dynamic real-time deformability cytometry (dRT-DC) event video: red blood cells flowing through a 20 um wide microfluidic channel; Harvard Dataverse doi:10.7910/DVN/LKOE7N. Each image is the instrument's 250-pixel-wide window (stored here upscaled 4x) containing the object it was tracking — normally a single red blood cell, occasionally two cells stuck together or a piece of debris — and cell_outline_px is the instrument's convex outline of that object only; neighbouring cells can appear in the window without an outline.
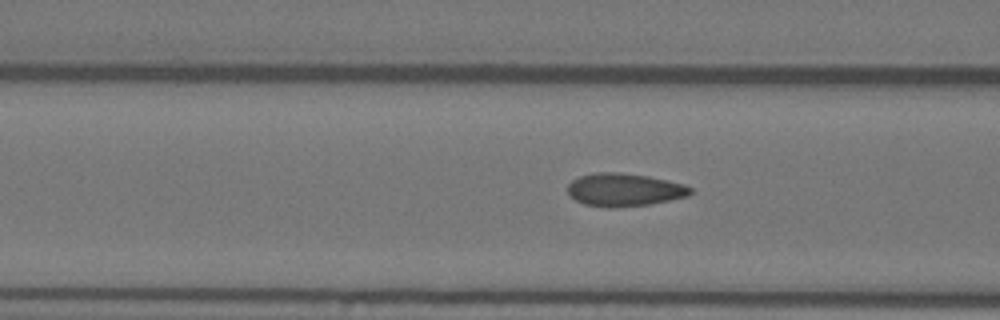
{"species": "Egyptian fruit bat (a non-hibernating species)", "species_latin": "Rousettus aegyptiacus", "temperature_condition": "warm", "stored_images_in_passage": 56, "camera_frame_rate_fps": 3000, "um_per_image_px": 0.085, "animal": {"sex": "female"}, "frame": {"image": 1, "passage_image": 22, "time_ms": 7.0, "image_size_px": [1000, 320], "cell_outline_px": [[692, 192], [688, 196], [648, 204], [616, 208], [604, 208], [584, 204], [576, 200], [568, 192], [568, 184], [572, 180], [580, 176], [596, 172], [620, 172], [648, 176], [684, 184], [692, 188]], "centroid_in_image_um": [53.05, 16.13], "position_along_channel_um": 113.6, "area_um2": 23.58}}
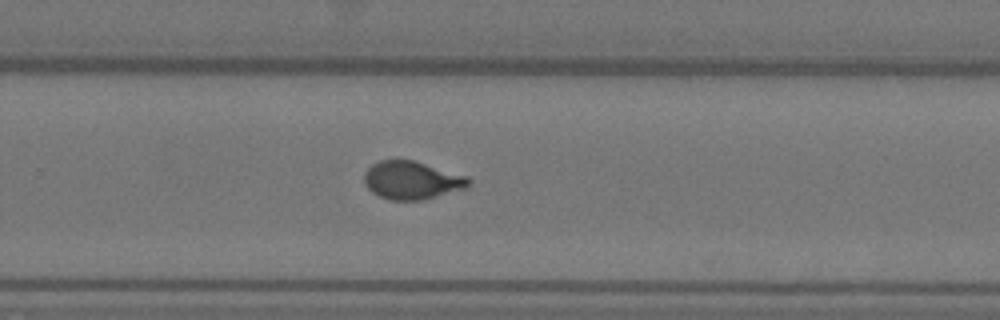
{"frame": {"image": 2, "passage_image": 37, "time_ms": 12.0, "image_size_px": [1000, 320], "cell_outline_px": [[472, 184], [468, 188], [420, 200], [388, 200], [372, 192], [364, 184], [364, 172], [372, 164], [380, 160], [412, 160], [468, 176], [472, 180]], "centroid_in_image_um": [35.02, 15.32], "position_along_channel_um": 294.8, "area_um2": 23.24}}
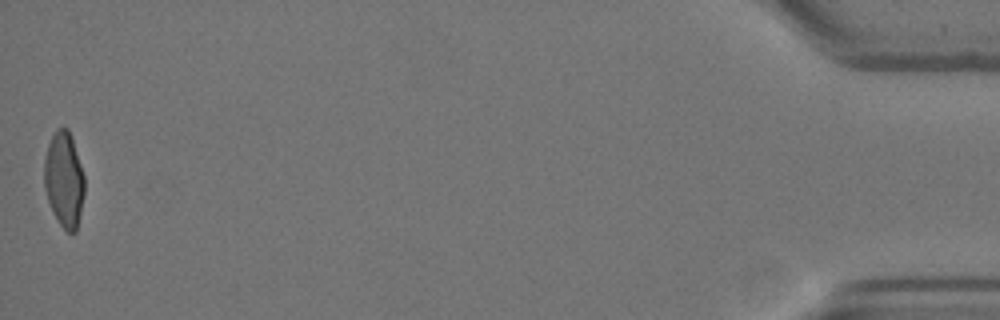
{"frame": {"image": 3, "passage_image": 56, "time_ms": 18.333, "image_size_px": [1000, 320], "cell_outline_px": [[84, 192], [76, 232], [68, 232], [60, 224], [52, 212], [44, 188], [44, 160], [48, 144], [56, 128], [68, 128], [84, 176]], "centroid_in_image_um": [5.42, 15.27], "position_along_channel_um": 429.8, "area_um2": 22.08}, "authors_computed_cell_mechanics": {"area_um2": 22.8599, "velocity_mm_per_s": 3.6379, "shape_relaxation_time_tau1_ms": 7.1839, "shape_relaxation_time_tau2_ms": null, "deformation_change_tau1": 0.1929, "deformation_change_tau2": null}}